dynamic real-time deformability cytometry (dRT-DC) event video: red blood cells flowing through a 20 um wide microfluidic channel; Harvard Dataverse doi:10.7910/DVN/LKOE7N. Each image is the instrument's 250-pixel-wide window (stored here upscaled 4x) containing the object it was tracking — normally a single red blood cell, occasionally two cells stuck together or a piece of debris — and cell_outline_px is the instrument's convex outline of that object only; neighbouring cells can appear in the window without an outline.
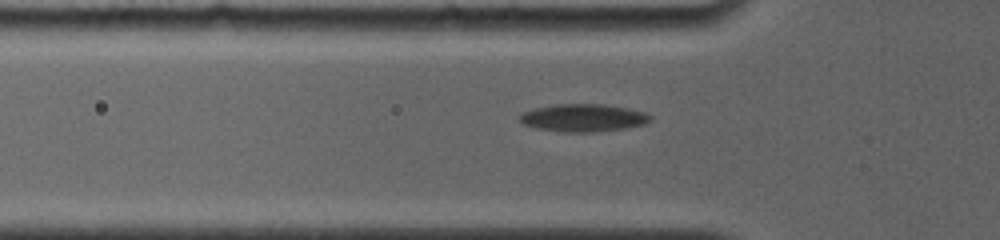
{"species": "common noctule bat (a hibernating species)", "species_latin": "Nyctalus noctula", "temperature_condition": "room temperature", "stored_images_in_passage": 74, "camera_frame_rate_fps": 4000, "um_per_image_px": 0.085, "animal": {"sex": "female", "body_mass_g": 19.0, "forearm_length_mm": 56.7}, "frame": {"image": 1, "passage_image": 2, "time_ms": 0.25, "image_size_px": [1000, 240], "cell_outline_px": [[652, 120], [644, 124], [624, 128], [596, 132], [560, 132], [536, 128], [524, 124], [520, 120], [520, 112], [536, 108], [556, 104], [604, 104], [628, 108], [644, 112], [652, 116]], "centroid_in_image_um": [49.58, 10.01], "position_along_channel_um": 76.2, "area_um2": 21.1}}
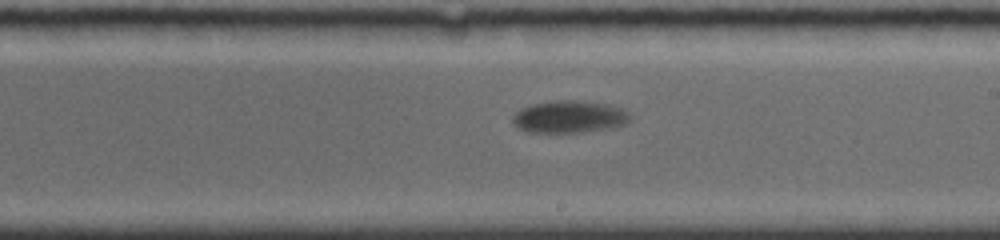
{"frame": {"image": 2, "passage_image": 39, "time_ms": 4.75, "image_size_px": [1000, 240], "cell_outline_px": [[628, 120], [624, 124], [608, 128], [580, 132], [528, 132], [512, 124], [512, 116], [520, 108], [532, 104], [556, 100], [576, 100], [608, 104], [624, 108], [628, 112]], "centroid_in_image_um": [48.35, 9.91], "position_along_channel_um": 240.7, "area_um2": 21.96}}
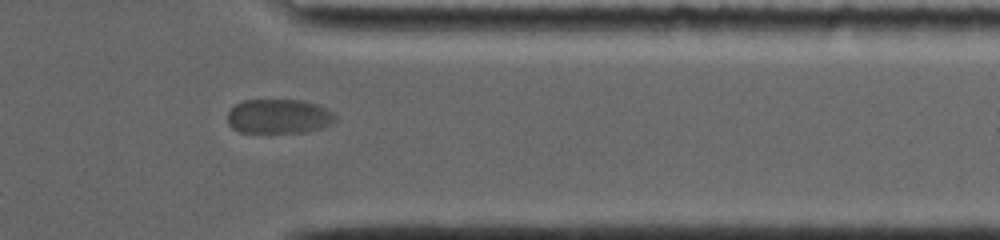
{"frame": {"image": 3, "passage_image": 68, "time_ms": 8.75, "image_size_px": [1000, 240], "cell_outline_px": [[336, 120], [332, 124], [308, 132], [240, 132], [232, 128], [228, 124], [228, 112], [236, 104], [244, 100], [304, 100], [316, 104], [332, 112], [336, 116]], "centroid_in_image_um": [23.7, 9.89], "position_along_channel_um": 387.7, "area_um2": 21.62}}